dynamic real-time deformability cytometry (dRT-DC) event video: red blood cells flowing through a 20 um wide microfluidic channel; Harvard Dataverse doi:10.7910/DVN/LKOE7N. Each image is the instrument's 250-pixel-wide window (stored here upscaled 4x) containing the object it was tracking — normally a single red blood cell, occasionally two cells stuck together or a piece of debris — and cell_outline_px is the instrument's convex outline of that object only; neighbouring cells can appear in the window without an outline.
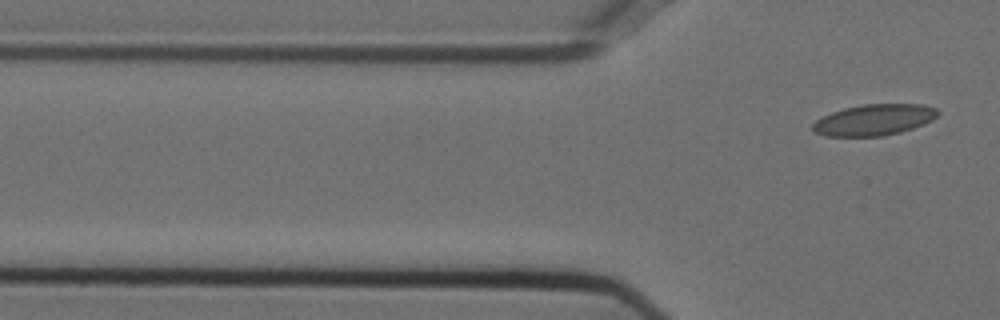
{"species": "Egyptian fruit bat (a non-hibernating species)", "species_latin": "Rousettus aegyptiacus", "temperature_condition": "cold", "stored_images_in_passage": 2, "camera_frame_rate_fps": 3000, "um_per_image_px": 0.085, "animal": {"sex": "female"}, "frame": {"image": 1, "passage_image": 2, "time_ms": 0.333, "image_size_px": [1000, 320], "cell_outline_px": [[940, 112], [932, 120], [912, 128], [900, 132], [880, 136], [824, 136], [812, 132], [812, 124], [816, 120], [832, 112], [844, 108], [864, 104], [924, 104], [936, 108]], "centroid_in_image_um": [74.27, 10.18], "position_along_channel_um": 51.5, "area_um2": 22.66}}